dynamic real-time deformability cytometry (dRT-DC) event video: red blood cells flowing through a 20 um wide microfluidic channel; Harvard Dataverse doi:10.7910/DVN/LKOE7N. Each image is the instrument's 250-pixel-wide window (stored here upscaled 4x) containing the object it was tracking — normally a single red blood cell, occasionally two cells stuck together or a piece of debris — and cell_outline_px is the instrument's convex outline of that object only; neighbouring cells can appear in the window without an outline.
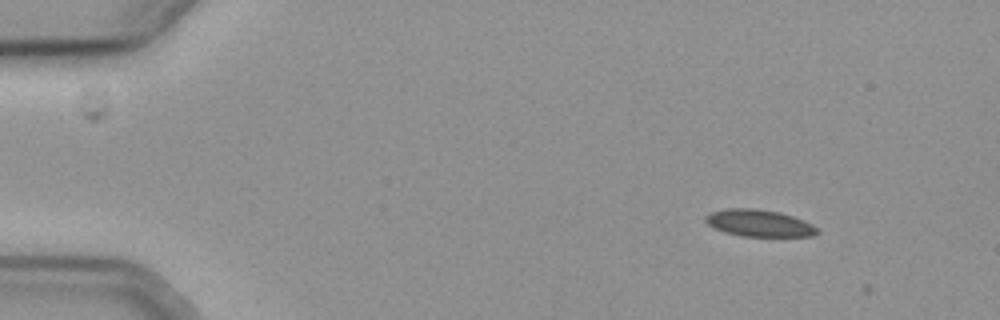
{"species": "common noctule bat (a hibernating species)", "species_latin": "Nyctalus noctula", "temperature_condition": "cold", "stored_images_in_passage": 2, "camera_frame_rate_fps": 3000, "um_per_image_px": 0.085, "animal": {"sex": "female", "body_mass_g": 19.3, "forearm_length_mm": 54.1}, "frame": {"image": 1, "passage_image": 1, "time_ms": 0.0, "image_size_px": [1000, 320], "cell_outline_px": [[820, 232], [812, 236], [740, 236], [716, 228], [708, 224], [704, 220], [704, 216], [712, 212], [728, 208], [756, 208], [780, 212], [792, 216], [812, 224]], "centroid_in_image_um": [64.53, 18.96], "position_along_channel_um": 20.5, "area_um2": 17.34}}